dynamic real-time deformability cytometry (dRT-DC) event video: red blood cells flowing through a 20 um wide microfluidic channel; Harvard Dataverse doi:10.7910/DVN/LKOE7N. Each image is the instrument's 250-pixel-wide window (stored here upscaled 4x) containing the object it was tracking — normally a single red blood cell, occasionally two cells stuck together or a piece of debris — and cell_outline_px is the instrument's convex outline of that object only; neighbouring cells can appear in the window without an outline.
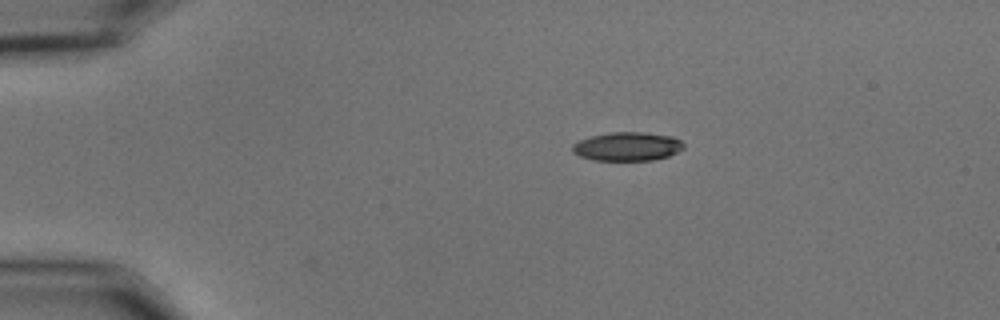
{"species": "common noctule bat (a hibernating species)", "species_latin": "Nyctalus noctula", "temperature_condition": "cold", "stored_images_in_passage": 25, "camera_frame_rate_fps": 3000, "um_per_image_px": 0.085, "animal": {"sex": "male", "body_mass_g": 15.6}, "frame": {"image": 1, "passage_image": 1, "time_ms": 0.0, "image_size_px": [1000, 320], "cell_outline_px": [[684, 148], [668, 156], [652, 160], [592, 160], [580, 156], [572, 152], [572, 144], [588, 136], [612, 132], [644, 132], [672, 136], [680, 140], [684, 144]], "centroid_in_image_um": [53.3, 12.44], "position_along_channel_um": 31.7, "area_um2": 18.67}}
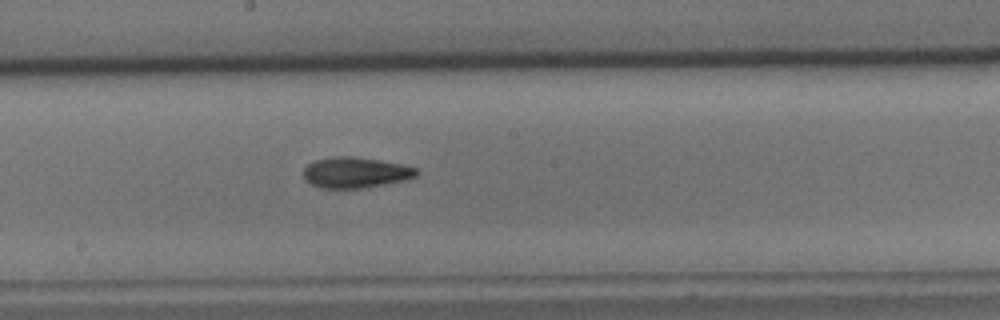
{"frame": {"image": 2, "passage_image": 21, "time_ms": 6.667, "image_size_px": [1000, 320], "cell_outline_px": [[420, 172], [416, 176], [404, 180], [364, 188], [324, 188], [312, 184], [304, 180], [304, 168], [308, 164], [316, 160], [332, 156], [352, 156], [380, 160], [400, 164], [416, 168]], "centroid_in_image_um": [30.21, 14.66], "position_along_channel_um": 218.0, "area_um2": 20.17}}
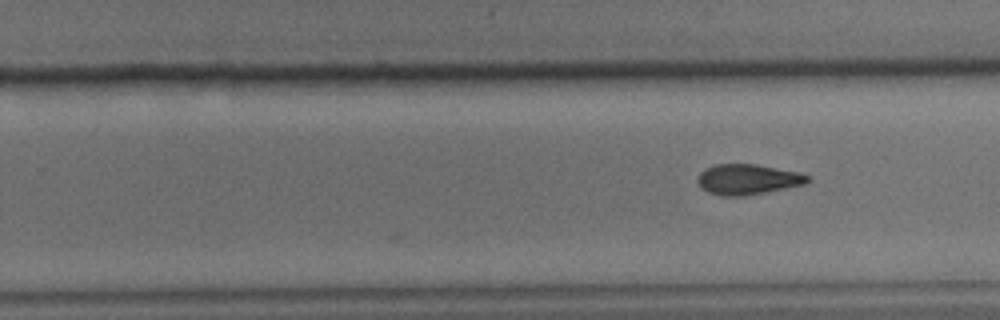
{"frame": {"image": 3, "passage_image": 25, "time_ms": 8.0, "image_size_px": [1000, 320], "cell_outline_px": [[808, 180], [804, 184], [744, 196], [720, 196], [708, 192], [700, 188], [696, 180], [700, 172], [704, 168], [716, 164], [756, 164], [800, 172], [808, 176]], "centroid_in_image_um": [63.48, 15.24], "position_along_channel_um": 266.3, "area_um2": 19.48}}